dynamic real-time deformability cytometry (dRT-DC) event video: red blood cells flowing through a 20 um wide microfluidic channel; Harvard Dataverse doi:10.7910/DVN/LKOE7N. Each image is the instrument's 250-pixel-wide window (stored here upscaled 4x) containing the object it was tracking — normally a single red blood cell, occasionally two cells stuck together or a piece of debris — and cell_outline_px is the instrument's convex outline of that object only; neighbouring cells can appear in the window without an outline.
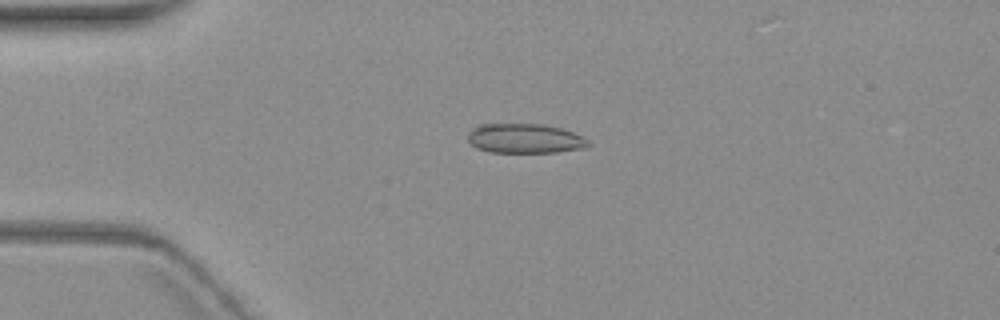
{"species": "common noctule bat (a hibernating species)", "species_latin": "Nyctalus noctula", "temperature_condition": "warm", "stored_images_in_passage": 5, "camera_frame_rate_fps": 3000, "um_per_image_px": 0.085, "animal": {"sex": "female", "body_mass_g": 19.3, "forearm_length_mm": 54.1}, "frame": {"image": 1, "passage_image": 4, "time_ms": 3.667, "image_size_px": [1000, 320], "cell_outline_px": [[592, 144], [584, 148], [556, 152], [488, 152], [476, 148], [468, 140], [468, 136], [472, 128], [476, 124], [540, 124], [560, 128], [572, 132], [588, 140]], "centroid_in_image_um": [44.59, 11.77], "position_along_channel_um": 40.4, "area_um2": 20.69}}